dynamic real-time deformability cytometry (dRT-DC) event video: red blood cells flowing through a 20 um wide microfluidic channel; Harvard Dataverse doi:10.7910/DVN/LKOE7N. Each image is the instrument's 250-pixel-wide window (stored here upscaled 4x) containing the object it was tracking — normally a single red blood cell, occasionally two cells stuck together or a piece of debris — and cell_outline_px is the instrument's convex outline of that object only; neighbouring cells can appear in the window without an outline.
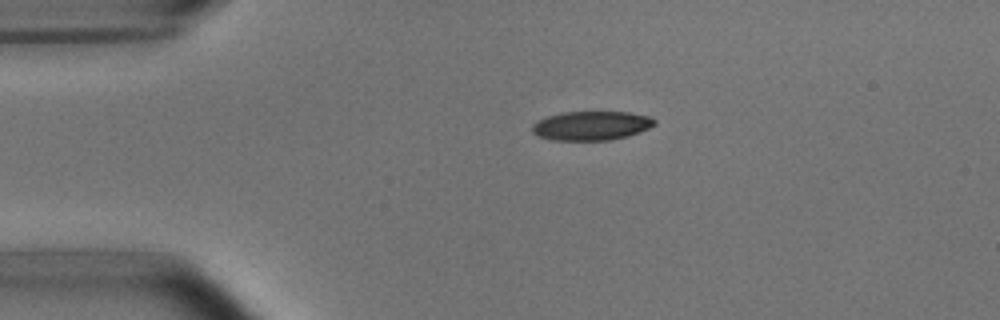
{"species": "common noctule bat (a hibernating species)", "species_latin": "Nyctalus noctula", "temperature_condition": "room temperature", "stored_images_in_passage": 3, "camera_frame_rate_fps": 3000, "um_per_image_px": 0.085, "animal": {"sex": "male", "body_mass_g": 15.6}, "frame": {"image": 1, "passage_image": 1, "time_ms": 0.0, "image_size_px": [1000, 320], "cell_outline_px": [[656, 124], [640, 132], [628, 136], [608, 140], [552, 140], [540, 136], [532, 132], [532, 124], [548, 116], [564, 112], [628, 112], [652, 116], [656, 120]], "centroid_in_image_um": [50.31, 10.68], "position_along_channel_um": 34.7, "area_um2": 20.69}}